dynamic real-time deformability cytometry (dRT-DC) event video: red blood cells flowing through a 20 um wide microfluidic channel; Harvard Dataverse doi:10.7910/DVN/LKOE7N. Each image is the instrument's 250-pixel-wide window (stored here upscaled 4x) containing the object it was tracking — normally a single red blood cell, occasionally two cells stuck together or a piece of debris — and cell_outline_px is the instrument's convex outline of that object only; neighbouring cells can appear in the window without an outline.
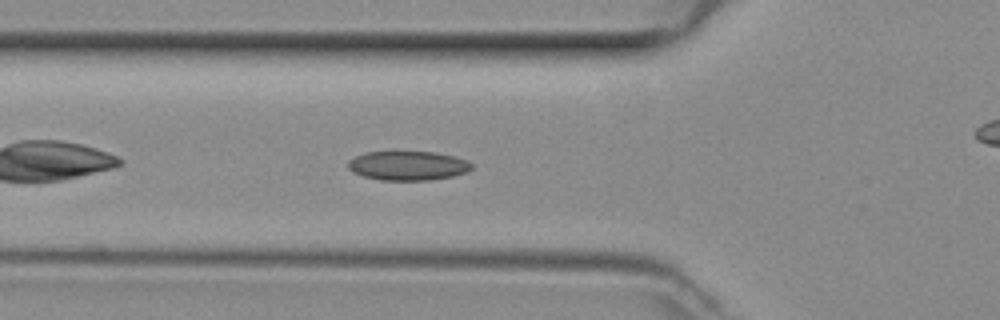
{"species": "common noctule bat (a hibernating species)", "species_latin": "Nyctalus noctula", "temperature_condition": "room temperature", "stored_images_in_passage": 38, "camera_frame_rate_fps": 3000, "um_per_image_px": 0.085, "animal": {"sex": "female", "body_mass_g": 29.2, "forearm_length_mm": 56.3}, "frame": {"image": 1, "passage_image": 5, "time_ms": 1.333, "image_size_px": [1000, 320], "cell_outline_px": [[472, 168], [468, 172], [452, 176], [428, 180], [380, 180], [364, 176], [352, 172], [348, 168], [348, 160], [356, 156], [368, 152], [436, 152], [468, 160], [472, 164]], "centroid_in_image_um": [34.68, 14.08], "position_along_channel_um": 91.1, "area_um2": 20.98}}
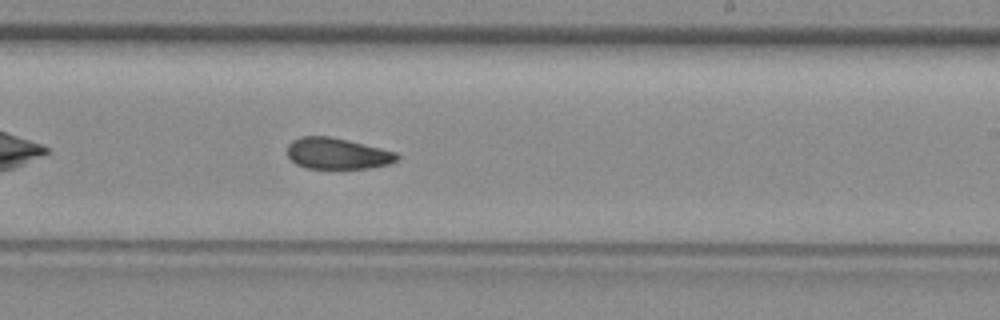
{"frame": {"image": 2, "passage_image": 17, "time_ms": 5.333, "image_size_px": [1000, 320], "cell_outline_px": [[400, 160], [388, 164], [372, 168], [304, 168], [296, 164], [288, 156], [288, 144], [292, 140], [300, 136], [328, 136], [348, 140], [396, 152], [400, 156]], "centroid_in_image_um": [28.68, 13.05], "position_along_channel_um": 260.3, "area_um2": 20.0}}
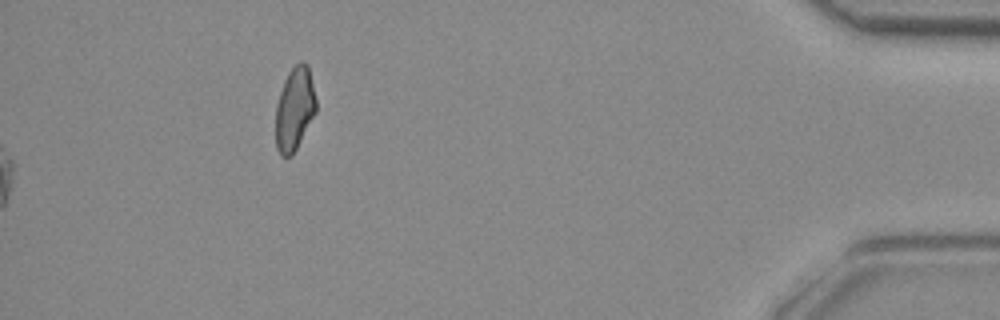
{"frame": {"image": 3, "passage_image": 38, "time_ms": 12.333, "image_size_px": [1000, 320], "cell_outline_px": [[316, 112], [292, 156], [280, 156], [276, 148], [276, 104], [284, 80], [288, 72], [300, 60], [304, 60], [308, 64], [316, 100]], "centroid_in_image_um": [25.04, 9.24], "position_along_channel_um": 410.2, "area_um2": 19.65}}